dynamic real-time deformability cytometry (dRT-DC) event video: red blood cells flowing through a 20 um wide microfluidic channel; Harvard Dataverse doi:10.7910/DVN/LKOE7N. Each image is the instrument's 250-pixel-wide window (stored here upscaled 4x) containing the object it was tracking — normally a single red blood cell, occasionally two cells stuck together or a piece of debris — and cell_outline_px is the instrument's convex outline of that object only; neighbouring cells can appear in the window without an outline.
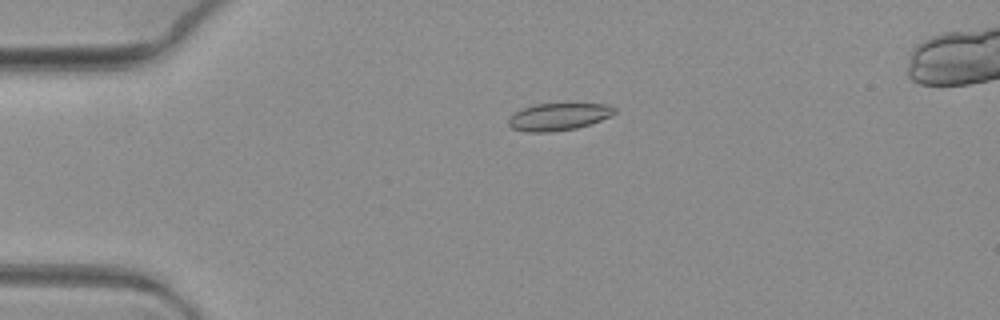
{"species": "common noctule bat (a hibernating species)", "species_latin": "Nyctalus noctula", "temperature_condition": "warm", "stored_images_in_passage": 5, "camera_frame_rate_fps": 3000, "um_per_image_px": 0.085, "animal": {"sex": "female", "body_mass_g": 19.3, "forearm_length_mm": 54.1}, "frame": {"image": 1, "passage_image": 3, "time_ms": 0.667, "image_size_px": [1000, 320], "cell_outline_px": [[616, 112], [612, 116], [576, 128], [548, 132], [524, 132], [512, 128], [508, 124], [508, 120], [516, 112], [524, 108], [536, 104], [608, 104], [616, 108]], "centroid_in_image_um": [47.49, 9.92], "position_along_channel_um": 37.5, "area_um2": 16.65}}